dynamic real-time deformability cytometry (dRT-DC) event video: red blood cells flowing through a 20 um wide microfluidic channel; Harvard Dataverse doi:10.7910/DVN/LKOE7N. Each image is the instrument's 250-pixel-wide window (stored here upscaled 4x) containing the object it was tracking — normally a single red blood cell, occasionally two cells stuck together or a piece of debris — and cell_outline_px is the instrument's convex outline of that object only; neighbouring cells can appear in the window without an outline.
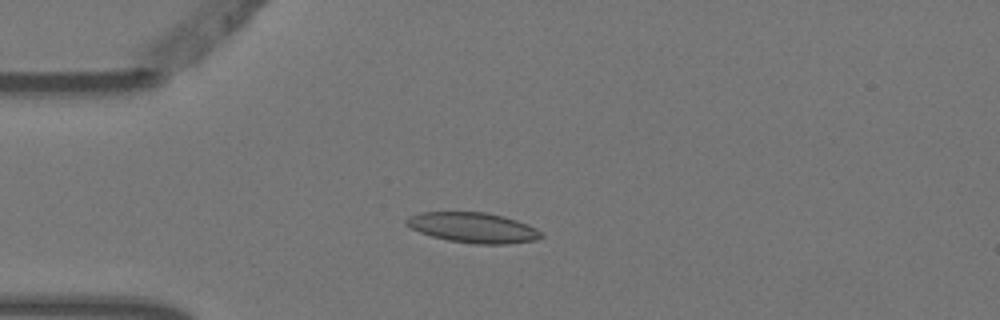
{"species": "Egyptian fruit bat (a non-hibernating species)", "species_latin": "Rousettus aegyptiacus", "temperature_condition": "warm", "stored_images_in_passage": 5, "camera_frame_rate_fps": 3000, "um_per_image_px": 0.085, "animal": {"sex": "female"}, "frame": {"image": 1, "passage_image": 4, "time_ms": 1.0, "image_size_px": [1000, 320], "cell_outline_px": [[544, 236], [536, 240], [508, 244], [476, 244], [448, 240], [432, 236], [420, 232], [404, 224], [404, 220], [408, 216], [420, 212], [484, 212], [504, 216], [528, 224], [536, 228]], "centroid_in_image_um": [40.2, 19.34], "position_along_channel_um": 44.8, "area_um2": 23.81}}
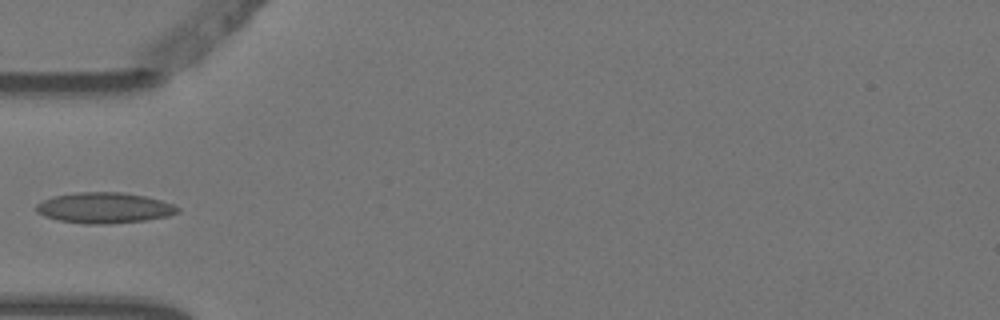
{"frame": {"image": 2, "passage_image": 5, "time_ms": 1.333, "image_size_px": [1000, 320], "cell_outline_px": [[180, 212], [168, 216], [144, 220], [112, 224], [88, 224], [60, 220], [44, 216], [36, 212], [36, 204], [52, 196], [76, 192], [124, 192], [144, 196], [160, 200], [172, 204], [180, 208]], "centroid_in_image_um": [8.86, 17.66], "position_along_channel_um": 76.1, "area_um2": 25.32}}